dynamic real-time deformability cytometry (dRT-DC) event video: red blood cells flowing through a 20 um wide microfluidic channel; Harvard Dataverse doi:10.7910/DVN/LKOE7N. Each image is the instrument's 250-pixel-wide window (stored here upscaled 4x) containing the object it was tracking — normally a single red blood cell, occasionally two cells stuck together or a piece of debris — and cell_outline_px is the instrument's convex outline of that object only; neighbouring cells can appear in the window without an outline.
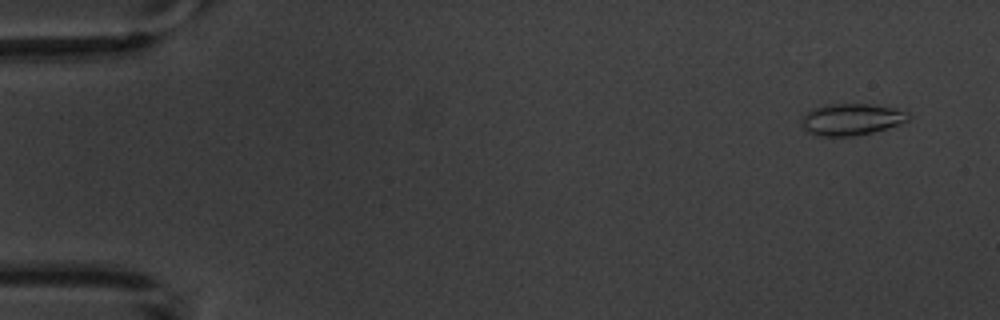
{"species": "common noctule bat (a hibernating species)", "species_latin": "Nyctalus noctula", "temperature_condition": "warm", "stored_images_in_passage": 5, "camera_frame_rate_fps": 3000, "um_per_image_px": 0.085, "animal": {"sex": "male", "body_mass_g": 20.1, "forearm_length_mm": 53.5}, "frame": {"image": 1, "passage_image": 1, "time_ms": 0.0, "image_size_px": [1000, 320], "cell_outline_px": [[912, 116], [908, 120], [900, 124], [888, 128], [872, 132], [852, 136], [816, 136], [808, 132], [804, 128], [800, 120], [804, 112], [812, 108], [828, 104], [872, 104], [896, 108], [908, 112]], "centroid_in_image_um": [72.36, 10.14], "position_along_channel_um": 12.6, "area_um2": 20.0}}
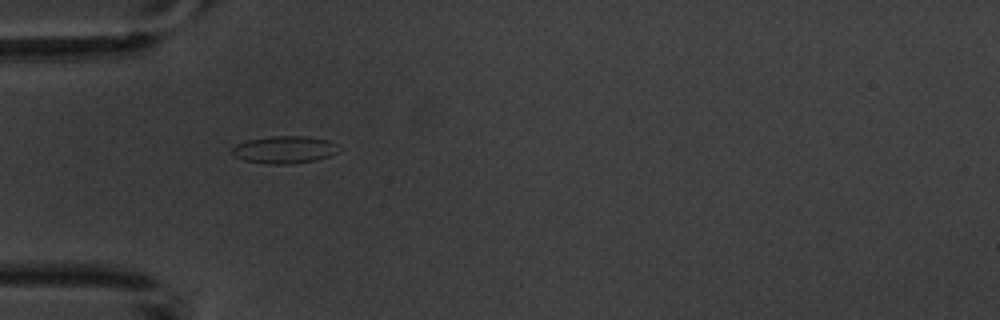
{"frame": {"image": 2, "passage_image": 4, "time_ms": 4.667, "image_size_px": [1000, 320], "cell_outline_px": [[336, 152], [328, 156], [316, 160], [292, 164], [268, 164], [244, 160], [232, 156], [232, 148], [236, 144], [248, 140], [272, 136], [308, 136], [328, 140], [336, 144]], "centroid_in_image_um": [24.13, 12.72], "position_along_channel_um": 60.9, "area_um2": 16.94}}